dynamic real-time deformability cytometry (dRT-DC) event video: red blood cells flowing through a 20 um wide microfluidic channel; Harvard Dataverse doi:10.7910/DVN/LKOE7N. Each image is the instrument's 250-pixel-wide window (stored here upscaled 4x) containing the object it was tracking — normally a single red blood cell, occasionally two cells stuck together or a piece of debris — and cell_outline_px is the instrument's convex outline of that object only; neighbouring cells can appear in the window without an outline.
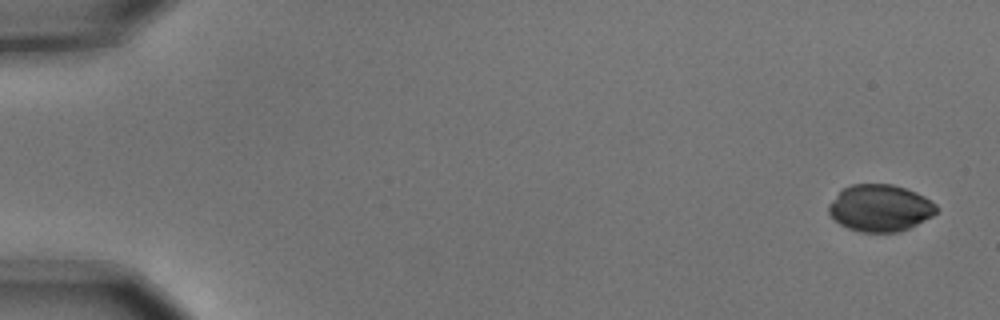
{"species": "common noctule bat (a hibernating species)", "species_latin": "Nyctalus noctula", "temperature_condition": "cold", "stored_images_in_passage": 3, "camera_frame_rate_fps": 3000, "um_per_image_px": 0.085, "animal": {"sex": "male", "body_mass_g": 15.6}, "frame": {"image": 1, "passage_image": 1, "time_ms": 0.0, "image_size_px": [1000, 320], "cell_outline_px": [[940, 208], [932, 216], [900, 232], [860, 232], [848, 228], [840, 224], [828, 212], [828, 204], [844, 188], [852, 184], [892, 184], [916, 192], [924, 196], [936, 204]], "centroid_in_image_um": [74.82, 17.68], "position_along_channel_um": 10.2, "area_um2": 29.3}}